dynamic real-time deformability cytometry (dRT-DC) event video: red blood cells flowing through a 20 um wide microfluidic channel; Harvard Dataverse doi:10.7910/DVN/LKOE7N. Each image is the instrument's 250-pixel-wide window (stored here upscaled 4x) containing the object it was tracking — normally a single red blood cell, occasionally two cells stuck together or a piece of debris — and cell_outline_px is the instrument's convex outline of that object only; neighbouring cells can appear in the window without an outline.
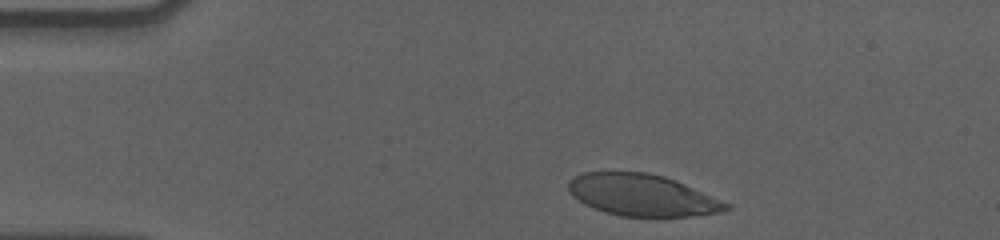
{"species": "human", "species_latin": "Homo sapiens", "temperature_condition": "cold", "stored_images_in_passage": 38, "camera_frame_rate_fps": 3000, "um_per_image_px": 0.085, "donor": {"sex": "male"}, "frame": {"image": 1, "passage_image": 2, "time_ms": 0.333, "image_size_px": [1000, 240], "cell_outline_px": [[732, 208], [720, 212], [692, 216], [620, 216], [604, 212], [584, 204], [572, 196], [568, 192], [568, 180], [584, 172], [648, 172], [664, 176], [676, 180], [732, 204]], "centroid_in_image_um": [54.6, 16.58], "position_along_channel_um": 30.4, "area_um2": 38.49}}
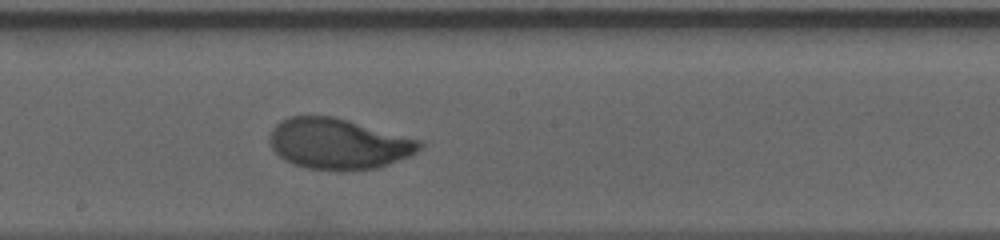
{"frame": {"image": 2, "passage_image": 23, "time_ms": 7.333, "image_size_px": [1000, 240], "cell_outline_px": [[424, 144], [416, 152], [408, 156], [388, 164], [376, 168], [344, 172], [336, 172], [308, 168], [292, 164], [284, 160], [272, 148], [268, 140], [272, 128], [280, 120], [288, 116], [332, 116], [420, 140]], "centroid_in_image_um": [28.71, 12.24], "position_along_channel_um": 219.5, "area_um2": 44.45}}
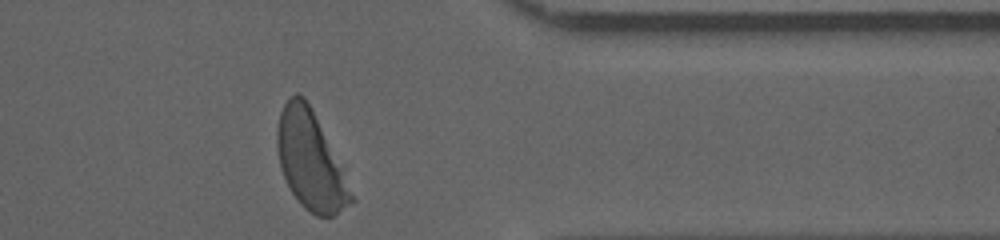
{"frame": {"image": 3, "passage_image": 38, "time_ms": 12.333, "image_size_px": [1000, 240], "cell_outline_px": [[356, 200], [352, 204], [332, 216], [316, 216], [304, 208], [300, 204], [292, 192], [284, 176], [280, 164], [276, 144], [276, 132], [280, 112], [284, 104], [296, 92], [300, 92], [304, 96]], "centroid_in_image_um": [26.35, 13.69], "position_along_channel_um": 385.1, "area_um2": 40.81}, "authors_computed_cell_mechanics": {"area_um2": 43.6101, "velocity_mm_per_s": 3.5559, "shape_relaxation_time_tau1_ms": 3.3992, "shape_relaxation_time_tau2_ms": null, "deformation_change_tau1": 0.1746, "deformation_change_tau2": null}}